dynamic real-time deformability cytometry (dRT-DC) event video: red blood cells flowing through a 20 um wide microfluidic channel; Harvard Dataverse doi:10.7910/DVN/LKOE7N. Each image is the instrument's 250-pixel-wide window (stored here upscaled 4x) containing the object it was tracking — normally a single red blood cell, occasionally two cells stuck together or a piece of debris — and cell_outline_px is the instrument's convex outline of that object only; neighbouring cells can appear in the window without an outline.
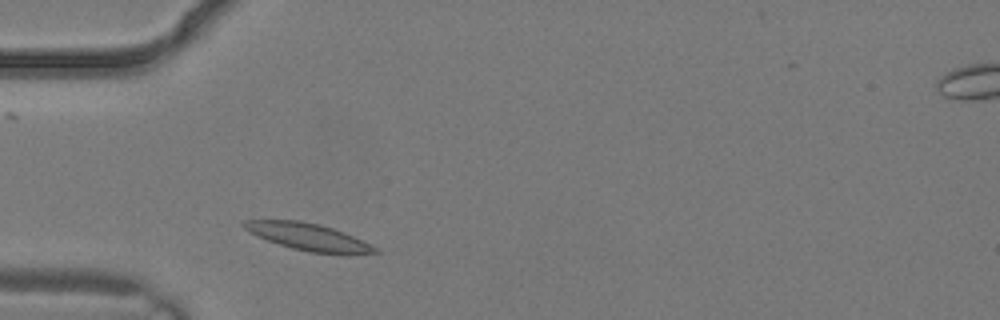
{"species": "common noctule bat (a hibernating species)", "species_latin": "Nyctalus noctula", "temperature_condition": "warm", "stored_images_in_passage": 1, "camera_frame_rate_fps": 3000, "um_per_image_px": 0.085, "animal": {"sex": "male", "body_mass_g": 19.2, "forearm_length_mm": 51.8}, "frame": {"image": 1, "passage_image": 1, "time_ms": 0.0, "image_size_px": [1000, 320], "cell_outline_px": [[380, 252], [308, 252], [292, 248], [268, 240], [248, 232], [240, 224], [244, 220], [300, 220], [320, 224], [344, 232], [380, 248]], "centroid_in_image_um": [26.13, 20.09], "position_along_channel_um": 58.9, "area_um2": 20.11}}